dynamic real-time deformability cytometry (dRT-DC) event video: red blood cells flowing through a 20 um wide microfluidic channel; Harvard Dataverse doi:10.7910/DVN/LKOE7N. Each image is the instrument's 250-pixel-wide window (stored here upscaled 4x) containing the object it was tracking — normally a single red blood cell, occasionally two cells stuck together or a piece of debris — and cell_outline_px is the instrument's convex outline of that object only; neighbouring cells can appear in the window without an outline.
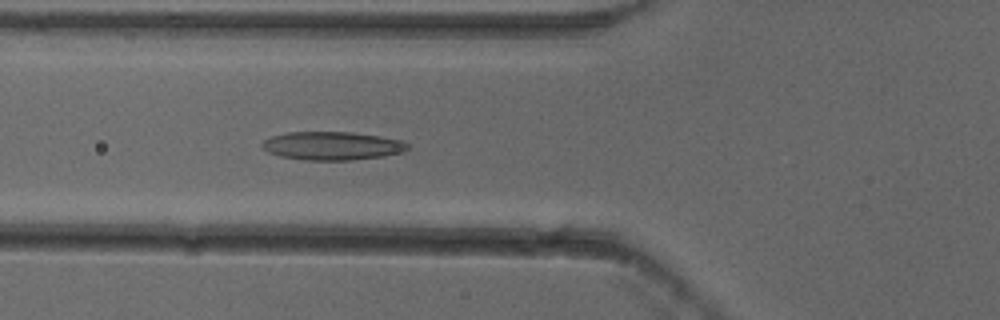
{"species": "common noctule bat (a hibernating species)", "species_latin": "Nyctalus noctula", "temperature_condition": "cold", "stored_images_in_passage": 51, "camera_frame_rate_fps": 3000, "um_per_image_px": 0.085, "animal": {"sex": "female"}, "frame": {"image": 1, "passage_image": 17, "time_ms": 5.333, "image_size_px": [1000, 320], "cell_outline_px": [[408, 148], [404, 152], [384, 156], [352, 160], [304, 160], [280, 156], [268, 152], [260, 144], [264, 140], [272, 136], [288, 132], [352, 132], [380, 136], [400, 140], [408, 144]], "centroid_in_image_um": [28.24, 12.39], "position_along_channel_um": 97.6, "area_um2": 24.04}}
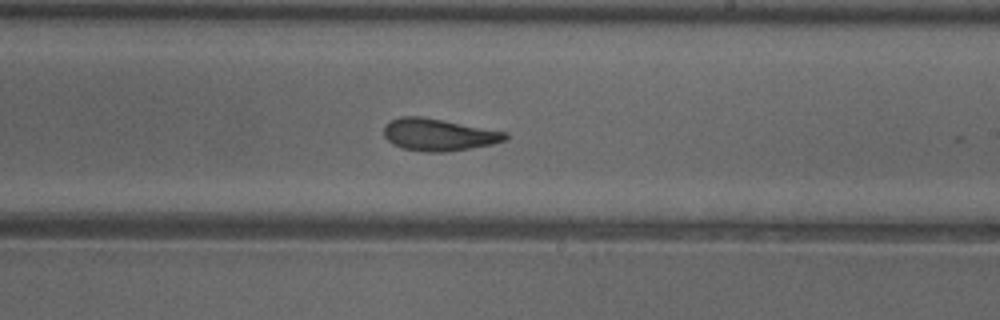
{"frame": {"image": 2, "passage_image": 29, "time_ms": 9.333, "image_size_px": [1000, 320], "cell_outline_px": [[508, 140], [492, 144], [444, 152], [424, 152], [404, 148], [392, 144], [384, 136], [384, 124], [400, 116], [420, 116], [508, 132]], "centroid_in_image_um": [37.28, 11.44], "position_along_channel_um": 251.7, "area_um2": 22.66}}
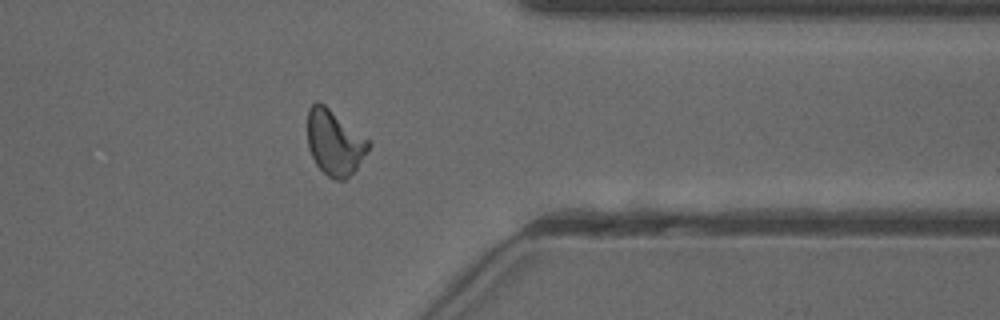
{"frame": {"image": 3, "passage_image": 40, "time_ms": 13.0, "image_size_px": [1000, 320], "cell_outline_px": [[372, 144], [356, 168], [344, 180], [336, 180], [328, 176], [316, 164], [308, 148], [308, 108], [316, 100], [320, 100], [372, 140]], "centroid_in_image_um": [28.46, 12.05], "position_along_channel_um": 382.9, "area_um2": 23.58}, "authors_computed_cell_mechanics": {"area_um2": 23.0044, "velocity_mm_per_s": 3.835, "shape_relaxation_time_tau1_ms": null, "shape_relaxation_time_tau2_ms": 2.0422, "deformation_change_tau1": null, "deformation_change_tau2": 0.0924}}